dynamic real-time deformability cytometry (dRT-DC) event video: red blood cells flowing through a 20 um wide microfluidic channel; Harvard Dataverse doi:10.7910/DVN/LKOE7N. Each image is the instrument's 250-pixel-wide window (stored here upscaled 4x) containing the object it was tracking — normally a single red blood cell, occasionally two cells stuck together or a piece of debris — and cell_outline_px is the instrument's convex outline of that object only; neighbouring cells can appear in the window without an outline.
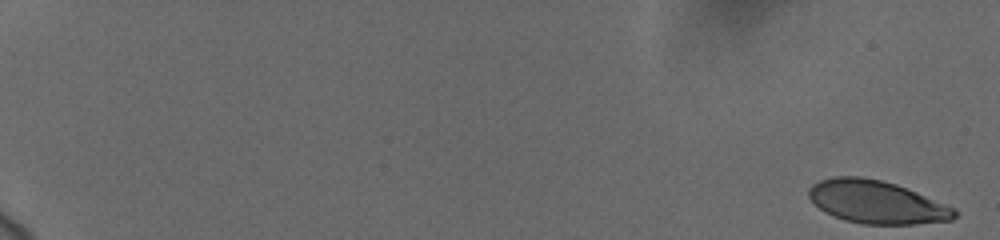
{"species": "human", "species_latin": "Homo sapiens", "temperature_condition": "cold", "stored_images_in_passage": 33, "camera_frame_rate_fps": 3000, "um_per_image_px": 0.085, "donor": {"sex": "female"}, "frame": {"image": 1, "passage_image": 1, "time_ms": 0.0, "image_size_px": [1000, 240], "cell_outline_px": [[956, 216], [952, 220], [916, 224], [864, 224], [844, 220], [820, 208], [808, 196], [808, 188], [812, 184], [820, 180], [832, 176], [860, 176], [880, 180], [896, 184], [956, 208]], "centroid_in_image_um": [74.52, 17.17], "position_along_channel_um": 10.5, "area_um2": 36.24}}
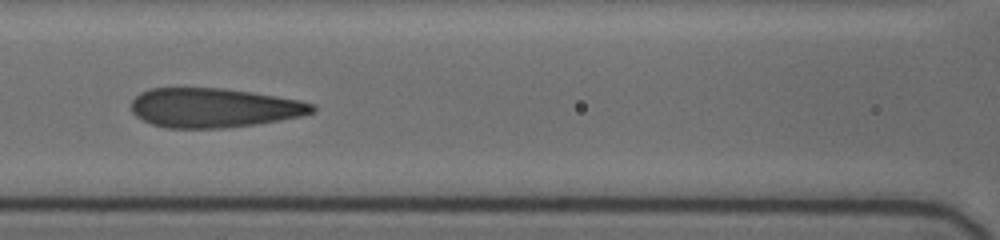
{"frame": {"image": 2, "passage_image": 19, "time_ms": 9.667, "image_size_px": [1000, 240], "cell_outline_px": [[316, 112], [300, 116], [280, 120], [256, 124], [224, 128], [168, 128], [152, 124], [136, 116], [132, 112], [132, 100], [140, 92], [152, 88], [224, 88], [276, 96], [300, 100], [316, 104]], "centroid_in_image_um": [18.2, 9.16], "position_along_channel_um": 148.4, "area_um2": 41.56}}
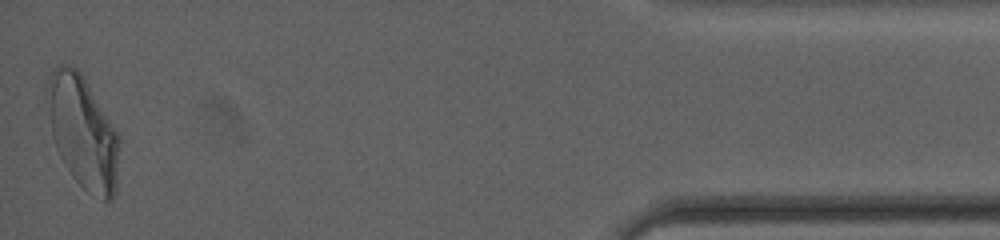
{"frame": {"image": 3, "passage_image": 33, "time_ms": 19.0, "image_size_px": [1000, 240], "cell_outline_px": [[120, 140], [116, 192], [112, 200], [104, 200], [88, 192], [72, 176], [64, 164], [56, 148], [52, 136], [48, 112], [48, 80], [52, 72], [60, 64], [68, 64], [76, 68], [80, 72], [120, 136]], "centroid_in_image_um": [7.06, 11.27], "position_along_channel_um": 428.1, "area_um2": 46.76}, "authors_computed_cell_mechanics": {"area_um2": 41.5582, "velocity_mm_per_s": 3.6957, "shape_relaxation_time_tau1_ms": 7.1121, "shape_relaxation_time_tau2_ms": 0.9229, "deformation_change_tau1": 0.2104, "deformation_change_tau2": 0.0784}}